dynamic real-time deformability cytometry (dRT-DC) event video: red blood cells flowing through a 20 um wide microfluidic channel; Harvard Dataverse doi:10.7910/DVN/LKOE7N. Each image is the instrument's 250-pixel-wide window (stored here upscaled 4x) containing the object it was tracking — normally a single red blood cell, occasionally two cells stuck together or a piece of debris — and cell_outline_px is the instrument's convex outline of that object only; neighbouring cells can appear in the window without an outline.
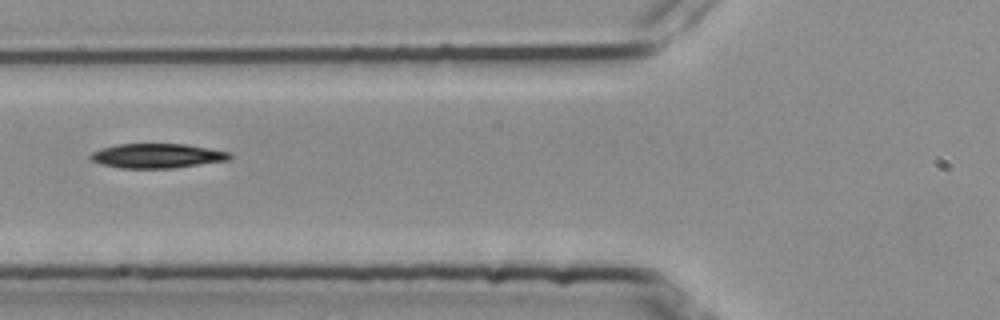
{"species": "common noctule bat (a hibernating species)", "species_latin": "Nyctalus noctula", "temperature_condition": "room temperature", "stored_images_in_passage": 6, "camera_frame_rate_fps": 3000, "um_per_image_px": 0.085, "animal": {"sex": "female", "body_mass_g": 25.1}, "frame": {"image": 1, "passage_image": 6, "time_ms": 1.667, "image_size_px": [1000, 320], "cell_outline_px": [[232, 156], [228, 160], [176, 168], [120, 168], [100, 164], [92, 160], [88, 156], [92, 152], [100, 148], [116, 144], [184, 144], [232, 152]], "centroid_in_image_um": [13.34, 13.24], "position_along_channel_um": 112.5, "area_um2": 20.0}}